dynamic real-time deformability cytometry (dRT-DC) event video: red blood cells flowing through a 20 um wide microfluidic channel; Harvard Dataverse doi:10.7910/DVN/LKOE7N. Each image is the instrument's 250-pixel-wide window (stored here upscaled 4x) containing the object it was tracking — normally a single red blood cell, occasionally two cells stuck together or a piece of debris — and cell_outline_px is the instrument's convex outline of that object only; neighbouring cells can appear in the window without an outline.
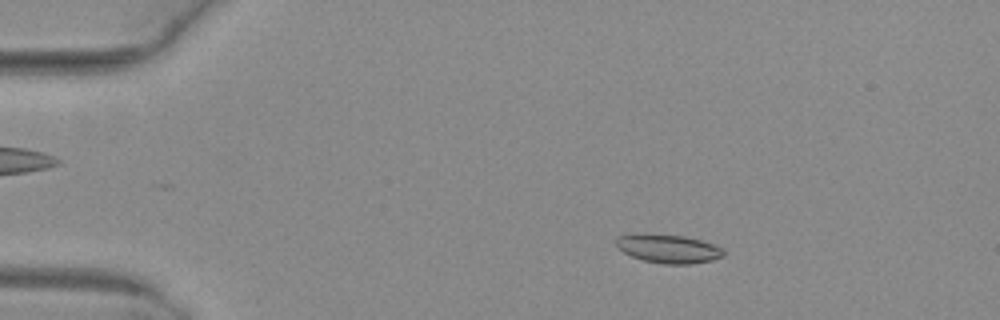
{"species": "common noctule bat (a hibernating species)", "species_latin": "Nyctalus noctula", "temperature_condition": "warm", "stored_images_in_passage": 14, "camera_frame_rate_fps": 3000, "um_per_image_px": 0.085, "animal": {"sex": "female", "body_mass_g": 29.2, "forearm_length_mm": 56.3}, "frame": {"image": 1, "passage_image": 2, "time_ms": 0.333, "image_size_px": [1000, 320], "cell_outline_px": [[724, 256], [712, 260], [692, 264], [664, 264], [644, 260], [632, 256], [624, 252], [616, 244], [616, 236], [684, 236], [700, 240], [724, 248]], "centroid_in_image_um": [56.91, 21.19], "position_along_channel_um": 28.1, "area_um2": 17.11}}
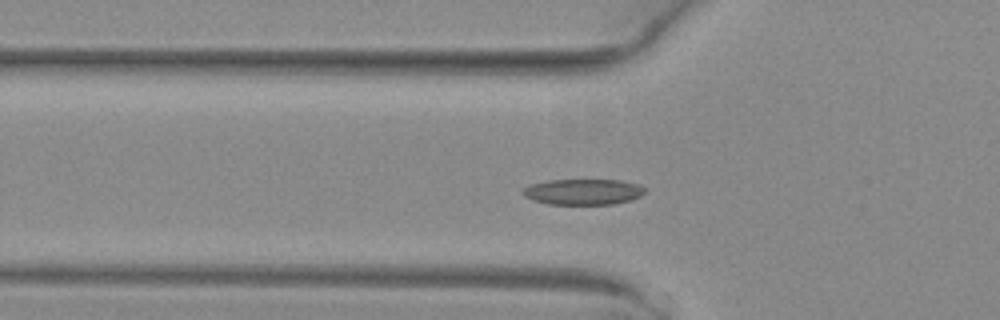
{"frame": {"image": 2, "passage_image": 11, "time_ms": 3.333, "image_size_px": [1000, 320], "cell_outline_px": [[648, 188], [640, 196], [632, 200], [616, 204], [548, 204], [532, 200], [524, 196], [524, 188], [532, 184], [548, 180], [620, 180], [640, 184]], "centroid_in_image_um": [49.63, 16.3], "position_along_channel_um": 76.2, "area_um2": 18.44}}
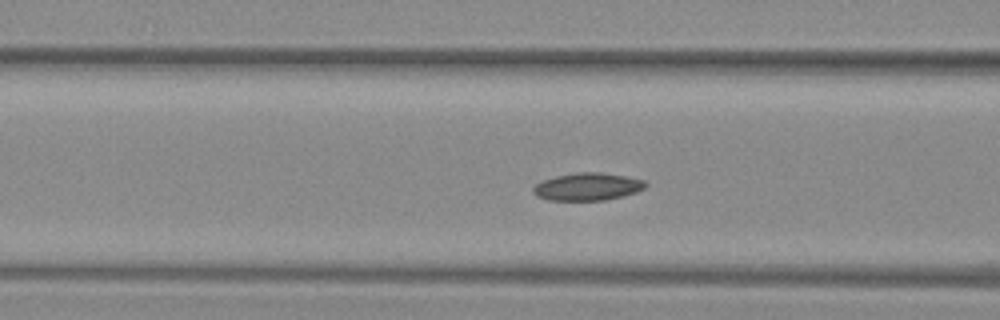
{"frame": {"image": 3, "passage_image": 14, "time_ms": 4.333, "image_size_px": [1000, 320], "cell_outline_px": [[648, 184], [644, 188], [636, 192], [624, 196], [604, 200], [548, 200], [536, 196], [532, 192], [532, 188], [536, 184], [544, 180], [556, 176], [576, 172], [600, 172], [624, 176], [644, 180]], "centroid_in_image_um": [49.93, 15.87], "position_along_channel_um": 116.7, "area_um2": 18.03}}